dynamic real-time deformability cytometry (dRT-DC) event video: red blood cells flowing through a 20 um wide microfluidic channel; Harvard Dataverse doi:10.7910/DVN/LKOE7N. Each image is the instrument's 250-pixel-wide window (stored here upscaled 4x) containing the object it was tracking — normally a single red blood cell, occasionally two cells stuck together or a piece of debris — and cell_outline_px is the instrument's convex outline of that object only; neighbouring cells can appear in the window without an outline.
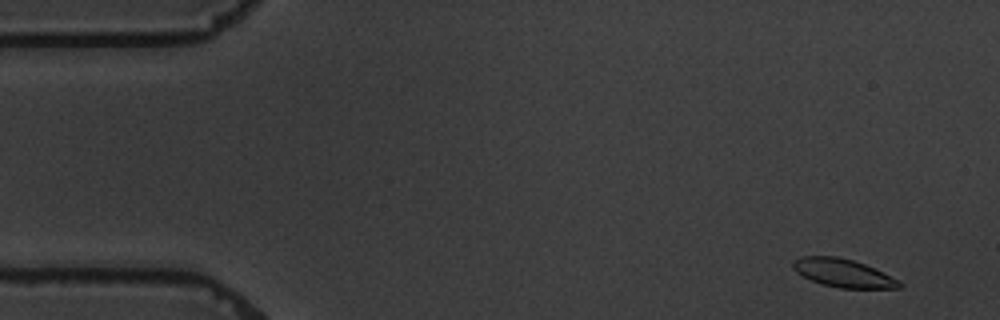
{"species": "common noctule bat (a hibernating species)", "species_latin": "Nyctalus noctula", "temperature_condition": "warm", "stored_images_in_passage": 3, "camera_frame_rate_fps": 3000, "um_per_image_px": 0.085, "animal": {"sex": "male", "body_mass_g": 19.5, "forearm_length_mm": 54.6}, "frame": {"image": 1, "passage_image": 3, "time_ms": 5.333, "image_size_px": [1000, 320], "cell_outline_px": [[904, 284], [900, 288], [840, 288], [824, 284], [812, 280], [796, 272], [792, 268], [792, 260], [800, 256], [836, 256], [852, 260], [864, 264], [900, 280]], "centroid_in_image_um": [71.66, 23.2], "position_along_channel_um": 13.3, "area_um2": 17.4}}